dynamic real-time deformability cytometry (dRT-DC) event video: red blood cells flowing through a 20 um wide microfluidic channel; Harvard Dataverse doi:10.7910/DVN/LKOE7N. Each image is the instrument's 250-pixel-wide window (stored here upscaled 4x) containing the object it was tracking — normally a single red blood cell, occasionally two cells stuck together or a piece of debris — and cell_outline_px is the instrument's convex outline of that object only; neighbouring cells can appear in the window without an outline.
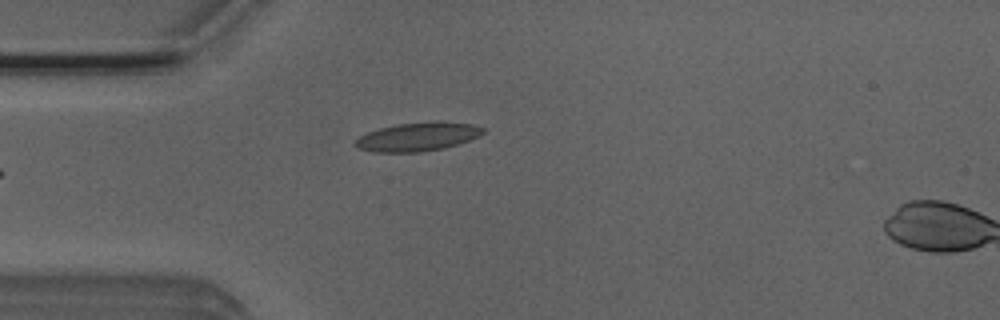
{"species": "Egyptian fruit bat (a non-hibernating species)", "species_latin": "Rousettus aegyptiacus", "temperature_condition": "room temperature", "stored_images_in_passage": 5, "camera_frame_rate_fps": 3000, "um_per_image_px": 0.085, "animal": {"sex": "male"}, "frame": {"image": 1, "passage_image": 5, "time_ms": 1.333, "image_size_px": [1000, 320], "cell_outline_px": [[484, 132], [480, 136], [444, 148], [420, 152], [372, 152], [356, 148], [352, 144], [352, 140], [368, 132], [380, 128], [396, 124], [436, 120], [440, 120], [472, 124], [484, 128]], "centroid_in_image_um": [35.46, 11.61], "position_along_channel_um": 49.5, "area_um2": 21.68}}